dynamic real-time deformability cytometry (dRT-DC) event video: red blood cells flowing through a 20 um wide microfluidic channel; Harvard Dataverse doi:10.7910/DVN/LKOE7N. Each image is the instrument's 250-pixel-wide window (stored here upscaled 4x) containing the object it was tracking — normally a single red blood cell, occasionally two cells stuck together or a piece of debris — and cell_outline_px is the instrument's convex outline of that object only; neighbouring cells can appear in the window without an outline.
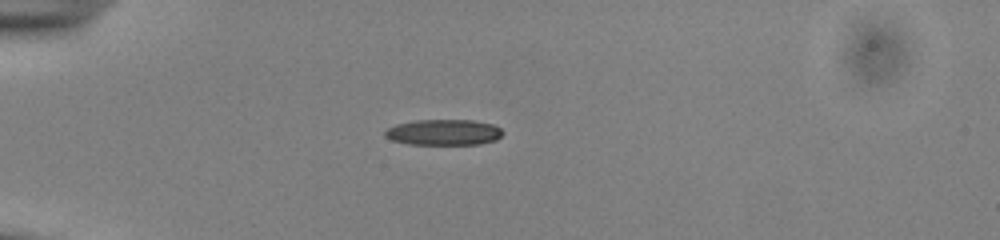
{"species": "common noctule bat (a hibernating species)", "species_latin": "Nyctalus noctula", "temperature_condition": "cold", "stored_images_in_passage": 39, "camera_frame_rate_fps": 3000, "um_per_image_px": 0.085, "animal": {"sex": "male", "body_mass_g": 13.0, "forearm_length_mm": 53.1}, "frame": {"image": 1, "passage_image": 1, "time_ms": 0.0, "image_size_px": [1000, 240], "cell_outline_px": [[504, 132], [496, 140], [480, 144], [408, 144], [392, 140], [384, 136], [384, 132], [388, 128], [396, 124], [416, 120], [476, 120], [496, 124]], "centroid_in_image_um": [37.74, 11.24], "position_along_channel_um": 47.3, "area_um2": 17.86}}
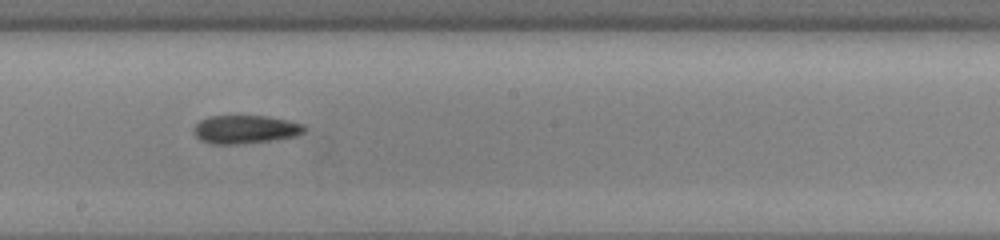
{"frame": {"image": 2, "passage_image": 17, "time_ms": 5.333, "image_size_px": [1000, 240], "cell_outline_px": [[308, 128], [304, 132], [296, 136], [272, 140], [240, 144], [208, 144], [200, 140], [192, 132], [192, 128], [200, 120], [208, 116], [264, 116], [304, 124]], "centroid_in_image_um": [20.81, 11.01], "position_along_channel_um": 227.4, "area_um2": 18.38}}
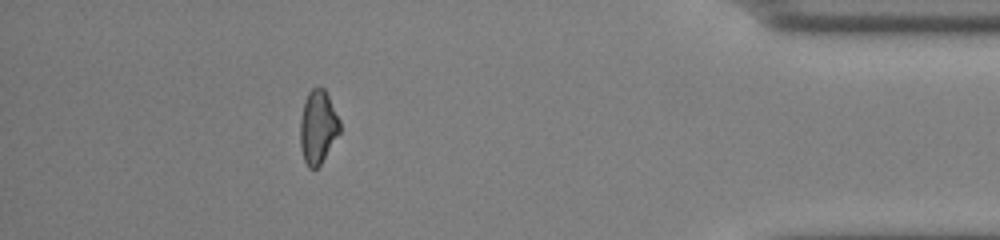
{"frame": {"image": 3, "passage_image": 34, "time_ms": 11.0, "image_size_px": [1000, 240], "cell_outline_px": [[340, 132], [320, 164], [316, 168], [308, 168], [304, 160], [300, 148], [300, 120], [304, 100], [308, 92], [312, 88], [324, 88], [340, 120]], "centroid_in_image_um": [27.0, 10.79], "position_along_channel_um": 408.2, "area_um2": 16.88}, "authors_computed_cell_mechanics": {"area_um2": 17.8602, "velocity_mm_per_s": 3.9181, "shape_relaxation_time_tau1_ms": 10.4423, "shape_relaxation_time_tau2_ms": null, "deformation_change_tau1": 0.186, "deformation_change_tau2": null}}